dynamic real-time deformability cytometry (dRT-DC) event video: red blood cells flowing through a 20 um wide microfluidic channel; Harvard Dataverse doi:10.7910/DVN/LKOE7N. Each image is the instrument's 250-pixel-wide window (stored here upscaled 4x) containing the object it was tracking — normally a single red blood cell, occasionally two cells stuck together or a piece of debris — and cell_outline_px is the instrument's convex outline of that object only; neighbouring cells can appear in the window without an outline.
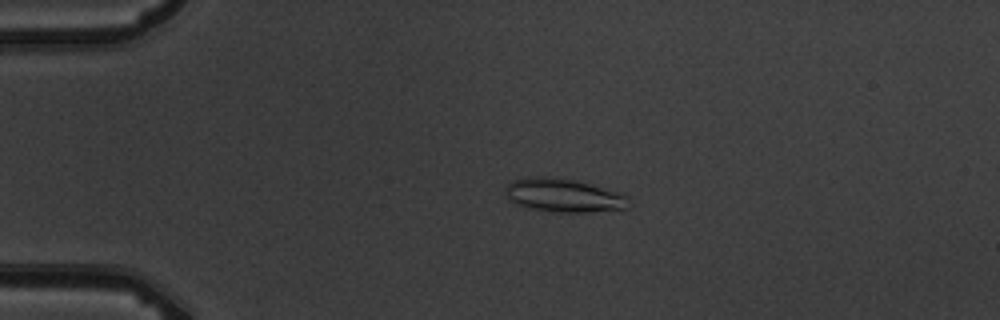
{"species": "common noctule bat (a hibernating species)", "species_latin": "Nyctalus noctula", "temperature_condition": "warm", "stored_images_in_passage": 4, "camera_frame_rate_fps": 3000, "um_per_image_px": 0.085, "animal": {"sex": "male", "body_mass_g": 19.5, "forearm_length_mm": 54.6}, "frame": {"image": 1, "passage_image": 3, "time_ms": 2.333, "image_size_px": [1000, 320], "cell_outline_px": [[628, 208], [588, 212], [552, 212], [528, 208], [516, 204], [508, 196], [504, 188], [512, 180], [532, 176], [544, 176], [576, 180], [620, 192], [628, 196]], "centroid_in_image_um": [47.91, 16.6], "position_along_channel_um": 37.1, "area_um2": 24.1}}